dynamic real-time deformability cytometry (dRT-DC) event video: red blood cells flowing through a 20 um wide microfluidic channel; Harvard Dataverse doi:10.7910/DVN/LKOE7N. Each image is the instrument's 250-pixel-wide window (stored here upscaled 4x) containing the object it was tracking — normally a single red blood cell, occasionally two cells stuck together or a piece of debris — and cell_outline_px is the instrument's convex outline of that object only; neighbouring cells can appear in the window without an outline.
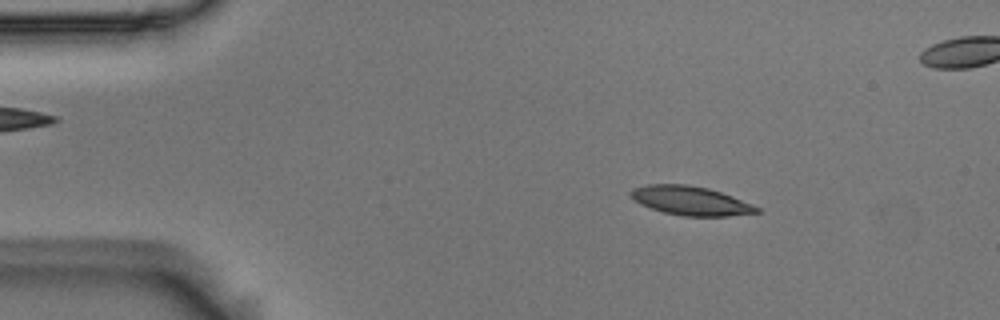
{"species": "Egyptian fruit bat (a non-hibernating species)", "species_latin": "Rousettus aegyptiacus", "temperature_condition": "room temperature", "stored_images_in_passage": 5, "camera_frame_rate_fps": 3000, "um_per_image_px": 0.085, "animal": {"sex": "male"}, "frame": {"image": 1, "passage_image": 2, "time_ms": 0.333, "image_size_px": [1000, 320], "cell_outline_px": [[760, 212], [728, 216], [684, 216], [664, 212], [640, 204], [632, 200], [628, 192], [632, 188], [648, 184], [688, 184], [708, 188], [732, 196], [752, 204], [760, 208]], "centroid_in_image_um": [58.66, 17.05], "position_along_channel_um": 26.3, "area_um2": 21.33}}